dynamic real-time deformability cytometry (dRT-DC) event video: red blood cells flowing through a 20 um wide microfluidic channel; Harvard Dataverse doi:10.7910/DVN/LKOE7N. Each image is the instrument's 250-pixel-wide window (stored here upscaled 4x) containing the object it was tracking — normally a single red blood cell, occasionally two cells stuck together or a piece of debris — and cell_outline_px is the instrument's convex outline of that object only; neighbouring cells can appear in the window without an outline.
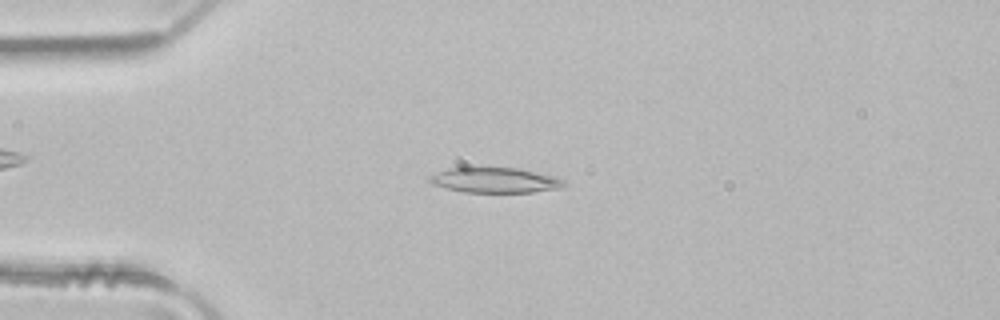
{"species": "common noctule bat (a hibernating species)", "species_latin": "Nyctalus noctula", "temperature_condition": "room temperature", "stored_images_in_passage": 1, "camera_frame_rate_fps": 3000, "um_per_image_px": 0.085, "animal": {"sex": "male", "body_mass_g": 21.5, "forearm_length_mm": 52.0}, "frame": {"image": 1, "passage_image": 1, "time_ms": 0.0, "image_size_px": [1000, 320], "cell_outline_px": [[564, 184], [560, 188], [532, 192], [464, 192], [432, 184], [428, 180], [428, 176], [436, 172], [448, 168], [520, 168], [556, 176], [564, 180]], "centroid_in_image_um": [42.07, 15.31], "position_along_channel_um": 42.9, "area_um2": 19.65}}